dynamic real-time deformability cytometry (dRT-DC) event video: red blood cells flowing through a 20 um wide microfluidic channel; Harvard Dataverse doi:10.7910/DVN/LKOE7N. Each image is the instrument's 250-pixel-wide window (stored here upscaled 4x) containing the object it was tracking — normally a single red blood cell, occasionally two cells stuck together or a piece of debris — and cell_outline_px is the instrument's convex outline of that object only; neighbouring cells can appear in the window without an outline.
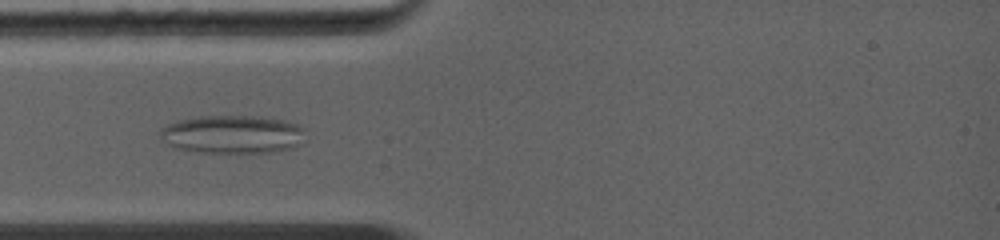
{"species": "common noctule bat (a hibernating species)", "species_latin": "Nyctalus noctula", "temperature_condition": "warm", "stored_images_in_passage": 16, "camera_frame_rate_fps": 5000, "um_per_image_px": 0.085, "animal": {"sex": "female", "body_mass_g": 19.0, "forearm_length_mm": 56.7}, "frame": {"image": 1, "passage_image": 1, "time_ms": 0.0, "image_size_px": [1000, 240], "cell_outline_px": [[304, 128], [300, 144], [292, 148], [272, 152], [200, 152], [176, 148], [168, 144], [160, 136], [160, 128], [176, 120], [200, 116], [244, 116], [280, 120], [296, 124]], "centroid_in_image_um": [19.7, 11.42], "position_along_channel_um": 65.3, "area_um2": 31.91}}
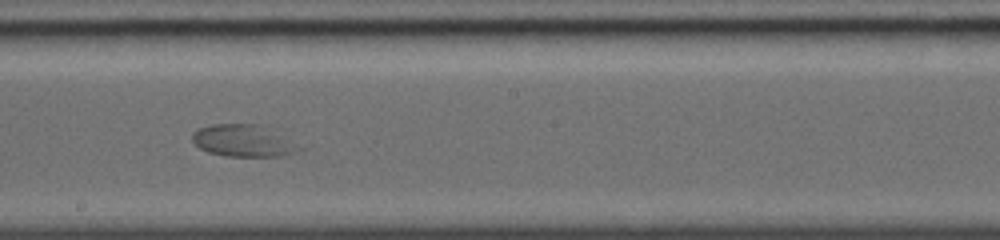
{"frame": {"image": 2, "passage_image": 10, "time_ms": 3.8, "image_size_px": [1000, 240], "cell_outline_px": [[312, 144], [296, 152], [280, 156], [224, 156], [208, 152], [200, 148], [192, 140], [192, 132], [200, 128], [212, 124], [256, 124]], "centroid_in_image_um": [20.88, 11.97], "position_along_channel_um": 227.3, "area_um2": 20.75}}
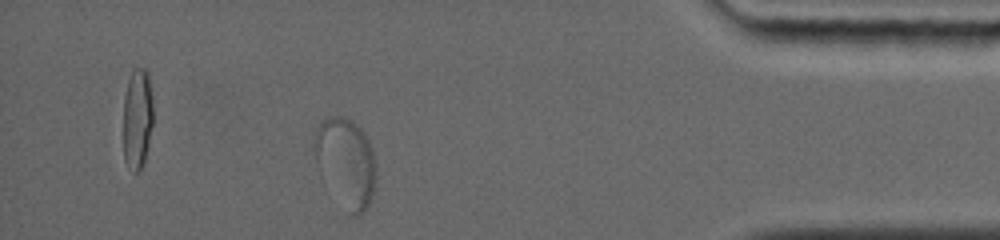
{"frame": {"image": 3, "passage_image": 15, "time_ms": 9.0, "image_size_px": [1000, 240], "cell_outline_px": [[376, 176], [372, 192], [368, 204], [364, 212], [356, 216], [348, 216], [316, 160], [312, 148], [312, 144], [316, 128], [324, 120], [332, 116], [340, 116], [352, 120], [360, 128], [368, 140], [372, 148], [376, 164]], "centroid_in_image_um": [29.41, 13.78], "position_along_channel_um": 405.8, "area_um2": 31.39}}